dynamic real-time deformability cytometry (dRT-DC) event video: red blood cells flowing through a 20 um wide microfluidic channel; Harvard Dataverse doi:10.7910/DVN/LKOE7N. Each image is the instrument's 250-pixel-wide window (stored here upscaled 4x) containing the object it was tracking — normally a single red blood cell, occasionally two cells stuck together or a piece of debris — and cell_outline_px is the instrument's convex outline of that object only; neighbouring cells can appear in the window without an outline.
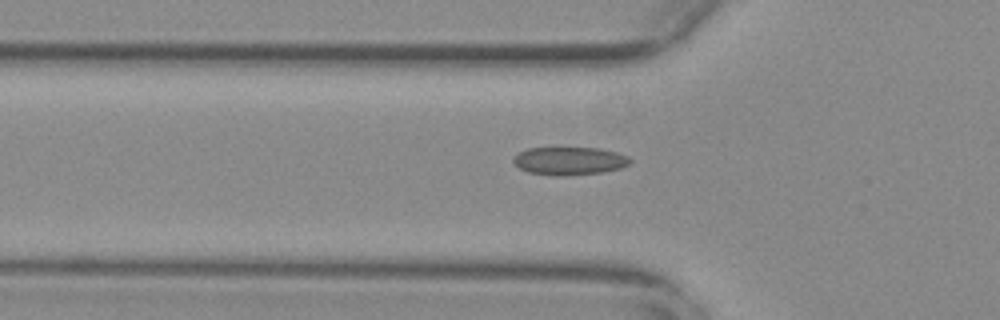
{"species": "common noctule bat (a hibernating species)", "species_latin": "Nyctalus noctula", "temperature_condition": "warm", "stored_images_in_passage": 45, "camera_frame_rate_fps": 3000, "um_per_image_px": 0.085, "animal": {"sex": "female", "body_mass_g": 29.2, "forearm_length_mm": 56.3}, "frame": {"image": 1, "passage_image": 15, "time_ms": 4.667, "image_size_px": [1000, 320], "cell_outline_px": [[632, 160], [628, 164], [620, 168], [600, 172], [564, 176], [556, 176], [528, 172], [520, 168], [512, 160], [520, 152], [528, 148], [600, 148], [616, 152], [628, 156]], "centroid_in_image_um": [48.41, 13.67], "position_along_channel_um": 77.4, "area_um2": 18.84}}
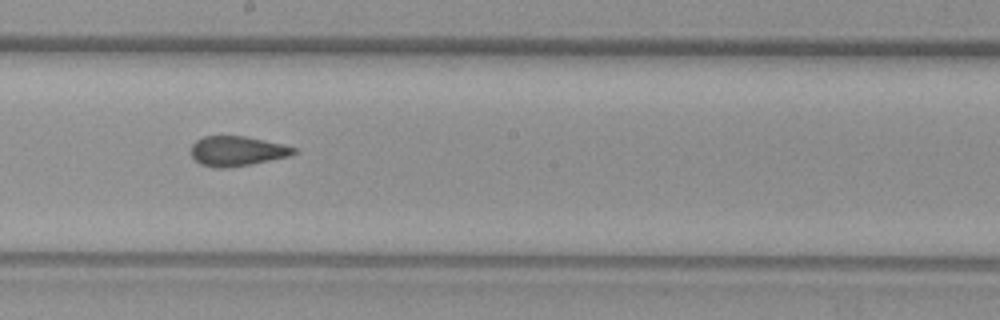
{"frame": {"image": 2, "passage_image": 27, "time_ms": 8.667, "image_size_px": [1000, 320], "cell_outline_px": [[296, 152], [288, 156], [248, 164], [224, 168], [216, 168], [200, 164], [192, 156], [192, 144], [196, 140], [204, 136], [244, 136], [264, 140], [296, 148]], "centroid_in_image_um": [20.1, 12.83], "position_along_channel_um": 228.1, "area_um2": 17.46}}
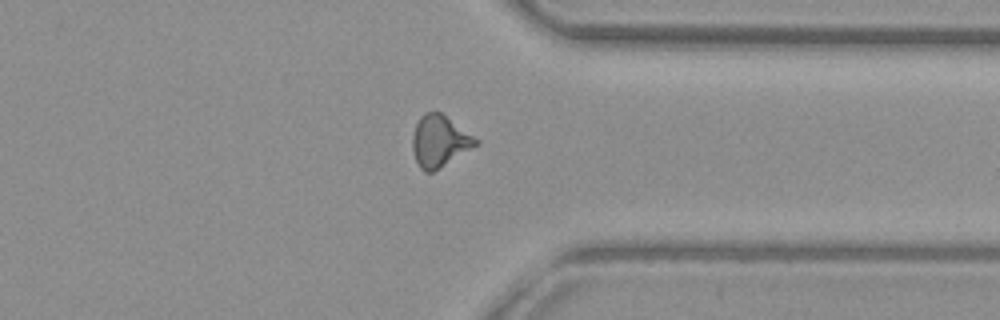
{"frame": {"image": 3, "passage_image": 39, "time_ms": 12.667, "image_size_px": [1000, 320], "cell_outline_px": [[480, 144], [440, 168], [432, 172], [424, 172], [420, 168], [416, 160], [412, 148], [412, 136], [416, 124], [420, 116], [424, 112], [440, 112], [480, 140]], "centroid_in_image_um": [37.37, 12.01], "position_along_channel_um": 374.0, "area_um2": 19.07}}